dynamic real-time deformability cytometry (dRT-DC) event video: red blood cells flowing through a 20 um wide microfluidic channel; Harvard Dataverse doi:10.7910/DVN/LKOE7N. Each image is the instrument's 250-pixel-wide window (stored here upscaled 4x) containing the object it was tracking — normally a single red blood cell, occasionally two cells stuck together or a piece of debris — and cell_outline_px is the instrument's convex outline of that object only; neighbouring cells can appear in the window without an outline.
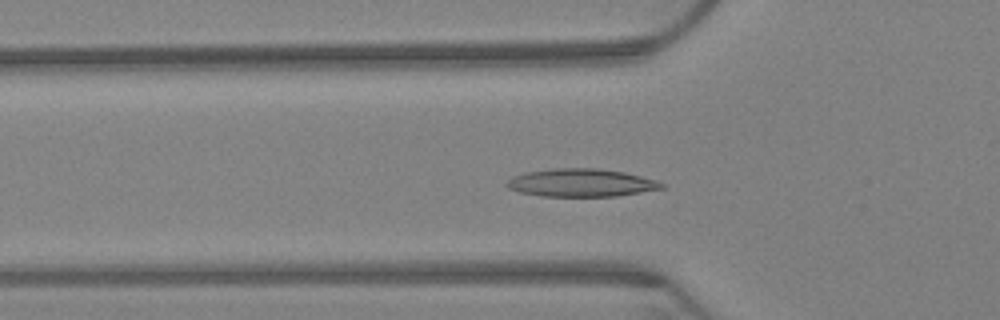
{"species": "Egyptian fruit bat (a non-hibernating species)", "species_latin": "Rousettus aegyptiacus", "temperature_condition": "warm", "stored_images_in_passage": 65, "camera_frame_rate_fps": 3000, "um_per_image_px": 0.085, "animal": {"sex": "female"}, "frame": {"image": 1, "passage_image": 22, "time_ms": 7.0, "image_size_px": [1000, 320], "cell_outline_px": [[664, 188], [616, 196], [540, 196], [520, 192], [508, 188], [504, 184], [512, 176], [524, 172], [552, 168], [596, 168], [624, 172], [656, 180], [664, 184]], "centroid_in_image_um": [49.35, 15.53], "position_along_channel_um": 76.5, "area_um2": 25.2}}
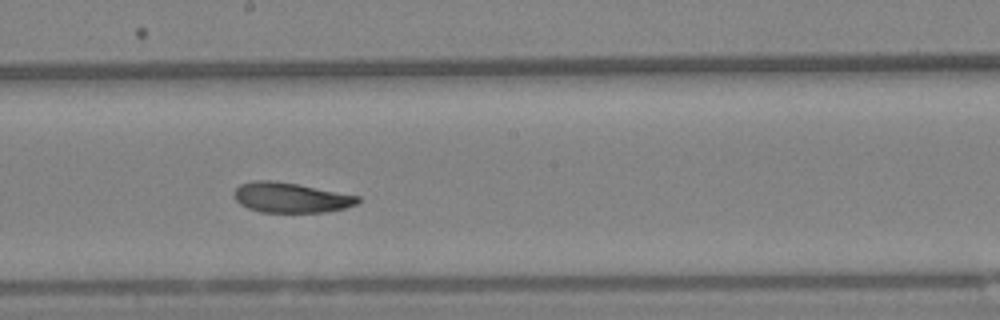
{"frame": {"image": 2, "passage_image": 36, "time_ms": 11.667, "image_size_px": [1000, 320], "cell_outline_px": [[360, 200], [356, 204], [344, 208], [324, 212], [260, 212], [248, 208], [240, 204], [232, 196], [232, 192], [240, 184], [256, 180], [272, 180], [296, 184], [360, 196]], "centroid_in_image_um": [24.67, 16.79], "position_along_channel_um": 223.5, "area_um2": 21.62}}
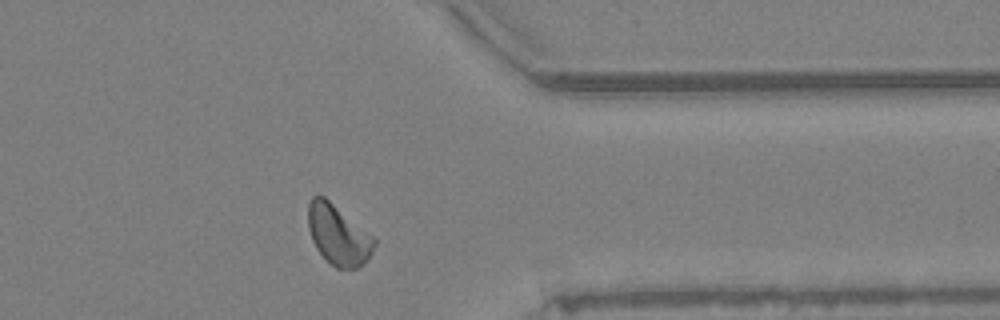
{"frame": {"image": 3, "passage_image": 52, "time_ms": 17.0, "image_size_px": [1000, 320], "cell_outline_px": [[376, 244], [372, 252], [364, 264], [356, 268], [336, 268], [316, 248], [312, 240], [308, 228], [308, 204], [312, 196], [324, 196], [372, 236], [376, 240]], "centroid_in_image_um": [28.74, 19.96], "position_along_channel_um": 382.7, "area_um2": 22.72}, "authors_computed_cell_mechanics": {"area_um2": 22.7154, "velocity_mm_per_s": 3.1646, "shape_relaxation_time_tau1_ms": 6.8199, "shape_relaxation_time_tau2_ms": 8.2617, "deformation_change_tau1": 0.1433, "deformation_change_tau2": 0.1201}}